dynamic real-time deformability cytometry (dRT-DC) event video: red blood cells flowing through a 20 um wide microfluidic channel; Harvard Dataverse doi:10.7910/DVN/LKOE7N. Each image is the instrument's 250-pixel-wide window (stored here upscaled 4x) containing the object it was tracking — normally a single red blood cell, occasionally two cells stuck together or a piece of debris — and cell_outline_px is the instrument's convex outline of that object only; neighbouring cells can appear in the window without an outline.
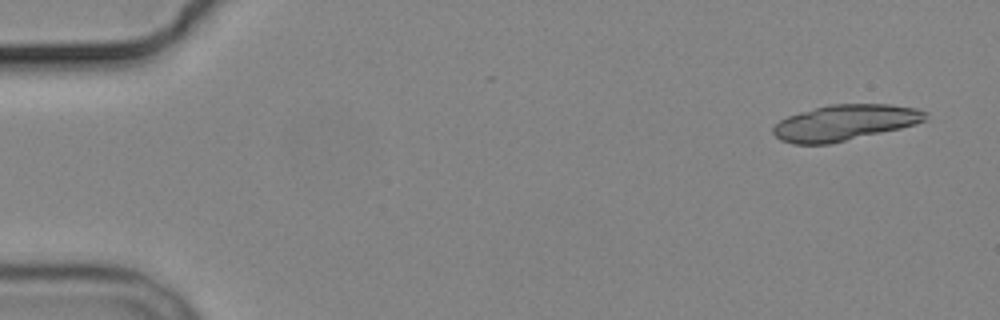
{"species": "common noctule bat (a hibernating species)", "species_latin": "Nyctalus noctula", "temperature_condition": "cold", "stored_images_in_passage": 5, "camera_frame_rate_fps": 3000, "um_per_image_px": 0.085, "animal": {"sex": "male", "body_mass_g": 19.2, "forearm_length_mm": 51.8}, "frame": {"image": 1, "passage_image": 1, "time_ms": 0.0, "image_size_px": [1000, 320], "cell_outline_px": [[928, 112], [924, 120], [916, 124], [900, 128], [828, 144], [792, 144], [780, 140], [772, 132], [772, 128], [780, 120], [788, 116], [800, 112], [828, 104], [892, 104], [916, 108]], "centroid_in_image_um": [71.79, 10.42], "position_along_channel_um": 13.2, "area_um2": 31.62}}